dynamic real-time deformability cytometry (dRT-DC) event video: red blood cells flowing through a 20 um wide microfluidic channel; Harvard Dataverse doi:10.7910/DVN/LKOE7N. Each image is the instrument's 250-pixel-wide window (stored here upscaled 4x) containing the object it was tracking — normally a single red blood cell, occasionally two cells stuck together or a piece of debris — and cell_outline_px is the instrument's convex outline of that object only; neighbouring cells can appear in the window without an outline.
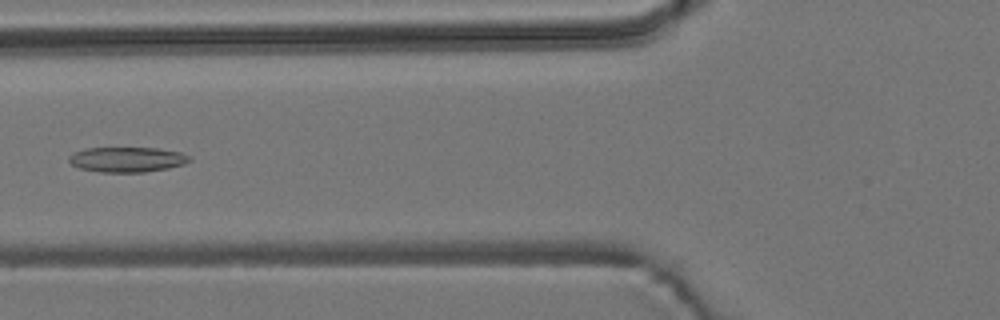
{"species": "common noctule bat (a hibernating species)", "species_latin": "Nyctalus noctula", "temperature_condition": "room temperature", "stored_images_in_passage": 6, "camera_frame_rate_fps": 3000, "um_per_image_px": 0.085, "animal": {"sex": "male", "body_mass_g": 19.2, "forearm_length_mm": 51.8}, "frame": {"image": 1, "passage_image": 5, "time_ms": 1.333, "image_size_px": [1000, 320], "cell_outline_px": [[192, 160], [184, 164], [168, 168], [144, 172], [100, 172], [80, 168], [72, 164], [68, 160], [68, 156], [84, 148], [156, 148], [180, 152], [192, 156]], "centroid_in_image_um": [10.83, 13.55], "position_along_channel_um": 115.0, "area_um2": 17.63}}
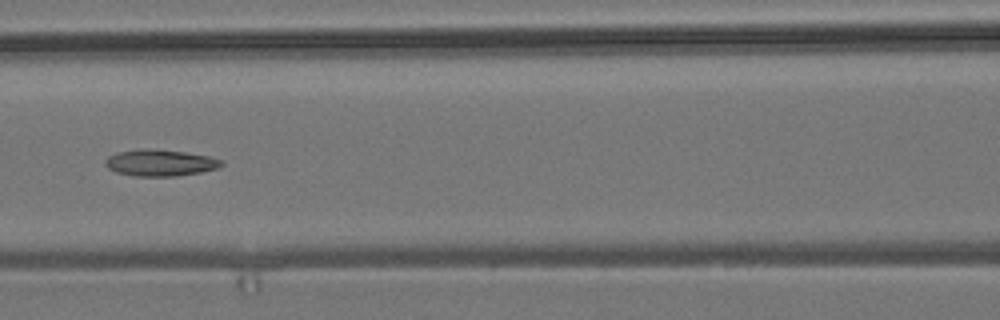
{"frame": {"image": 2, "passage_image": 6, "time_ms": 1.667, "image_size_px": [1000, 320], "cell_outline_px": [[224, 164], [216, 168], [200, 172], [176, 176], [132, 176], [116, 172], [108, 168], [104, 164], [104, 160], [108, 156], [116, 152], [140, 148], [148, 148], [184, 152], [208, 156], [220, 160]], "centroid_in_image_um": [13.53, 13.83], "position_along_channel_um": 153.1, "area_um2": 17.98}}